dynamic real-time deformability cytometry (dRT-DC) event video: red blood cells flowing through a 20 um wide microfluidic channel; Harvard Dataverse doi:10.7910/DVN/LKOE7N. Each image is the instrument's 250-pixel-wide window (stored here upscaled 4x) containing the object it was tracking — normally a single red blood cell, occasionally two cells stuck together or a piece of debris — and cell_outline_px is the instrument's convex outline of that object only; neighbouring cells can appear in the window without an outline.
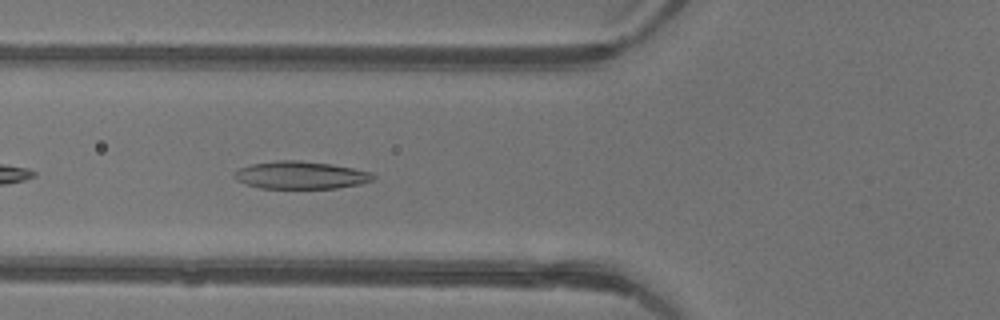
{"species": "common noctule bat (a hibernating species)", "species_latin": "Nyctalus noctula", "temperature_condition": "warm", "stored_images_in_passage": 27, "camera_frame_rate_fps": 3000, "um_per_image_px": 0.085, "animal": {"sex": "female"}, "frame": {"image": 1, "passage_image": 4, "time_ms": 1.0, "image_size_px": [1000, 320], "cell_outline_px": [[376, 180], [360, 184], [336, 188], [260, 188], [236, 180], [232, 176], [232, 172], [240, 168], [252, 164], [280, 160], [300, 160], [332, 164], [372, 172], [376, 176]], "centroid_in_image_um": [25.58, 14.88], "position_along_channel_um": 100.2, "area_um2": 22.43}}
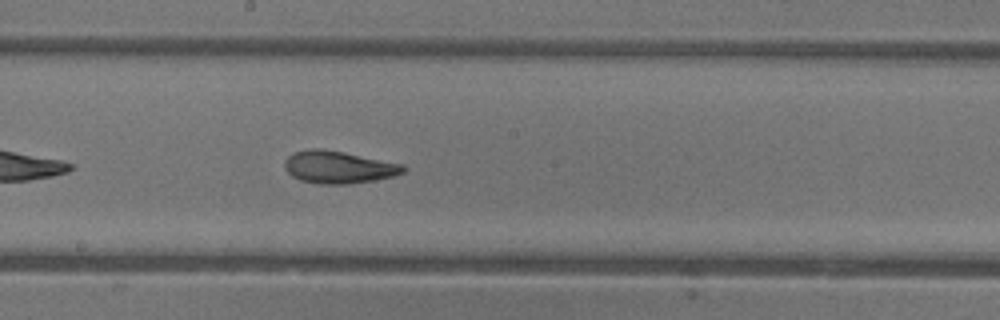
{"frame": {"image": 2, "passage_image": 12, "time_ms": 3.667, "image_size_px": [1000, 320], "cell_outline_px": [[408, 168], [404, 172], [392, 176], [372, 180], [348, 184], [320, 184], [300, 180], [292, 176], [284, 168], [284, 160], [292, 152], [312, 148], [320, 148], [344, 152], [404, 164]], "centroid_in_image_um": [28.76, 14.2], "position_along_channel_um": 219.4, "area_um2": 22.48}}
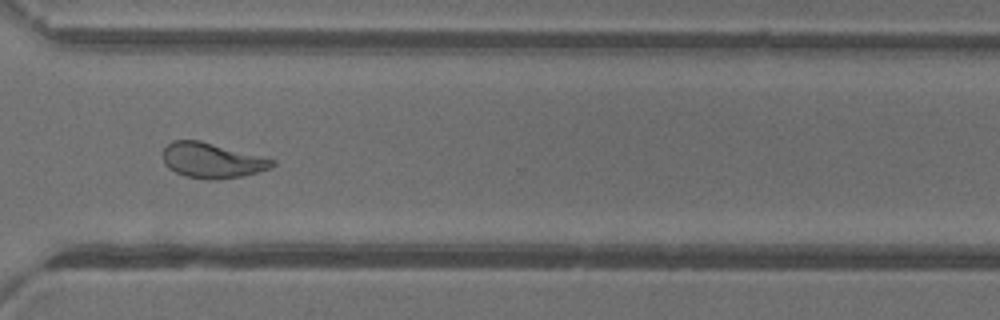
{"frame": {"image": 3, "passage_image": 21, "time_ms": 6.667, "image_size_px": [1000, 320], "cell_outline_px": [[276, 164], [268, 168], [244, 176], [212, 180], [208, 180], [184, 176], [168, 168], [164, 164], [164, 148], [172, 140], [200, 140], [276, 160]], "centroid_in_image_um": [18.0, 13.64], "position_along_channel_um": 352.6, "area_um2": 22.31}, "authors_computed_cell_mechanics": {"area_um2": 21.7906, "velocity_mm_per_s": 4.4549, "shape_relaxation_time_tau1_ms": 5.8739, "shape_relaxation_time_tau2_ms": 1.5669, "deformation_change_tau1": 0.197, "deformation_change_tau2": 0.0761}}